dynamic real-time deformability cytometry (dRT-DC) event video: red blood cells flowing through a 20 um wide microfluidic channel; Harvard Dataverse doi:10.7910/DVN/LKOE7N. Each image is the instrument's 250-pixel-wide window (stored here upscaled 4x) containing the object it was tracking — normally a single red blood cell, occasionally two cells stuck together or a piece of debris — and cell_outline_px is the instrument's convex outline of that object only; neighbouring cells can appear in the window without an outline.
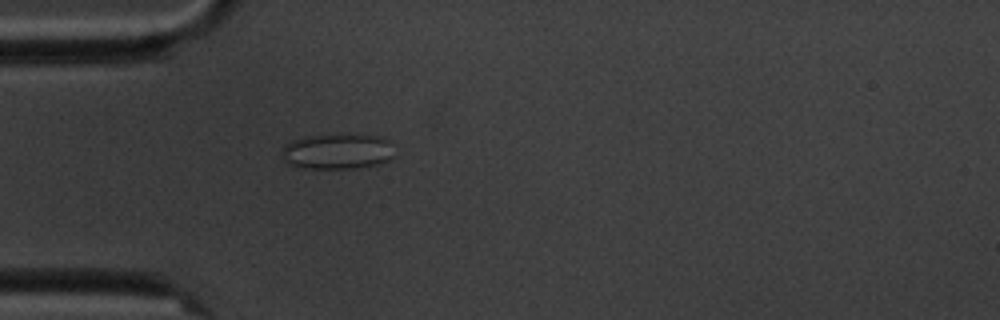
{"species": "common noctule bat (a hibernating species)", "species_latin": "Nyctalus noctula", "temperature_condition": "cold", "stored_images_in_passage": 5, "camera_frame_rate_fps": 3000, "um_per_image_px": 0.085, "animal": {"sex": "male", "body_mass_g": 20.1, "forearm_length_mm": 53.5}, "frame": {"image": 1, "passage_image": 5, "time_ms": 4.333, "image_size_px": [1000, 320], "cell_outline_px": [[392, 156], [388, 160], [376, 164], [356, 168], [300, 168], [288, 164], [284, 160], [280, 152], [284, 144], [292, 140], [304, 136], [340, 132], [380, 136], [388, 140]], "centroid_in_image_um": [28.59, 12.83], "position_along_channel_um": 56.4, "area_um2": 23.87}}